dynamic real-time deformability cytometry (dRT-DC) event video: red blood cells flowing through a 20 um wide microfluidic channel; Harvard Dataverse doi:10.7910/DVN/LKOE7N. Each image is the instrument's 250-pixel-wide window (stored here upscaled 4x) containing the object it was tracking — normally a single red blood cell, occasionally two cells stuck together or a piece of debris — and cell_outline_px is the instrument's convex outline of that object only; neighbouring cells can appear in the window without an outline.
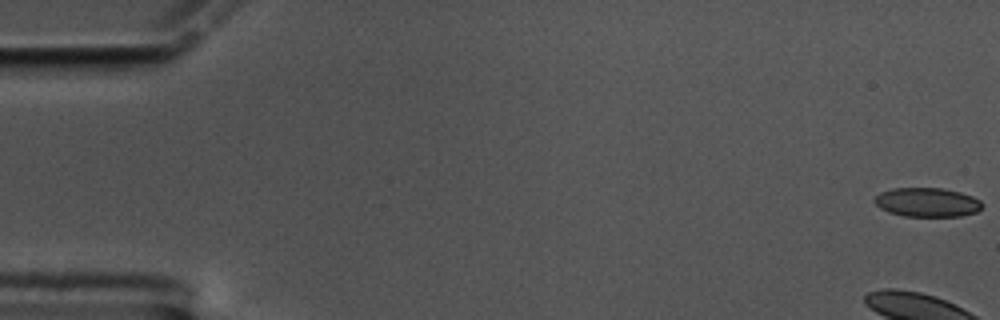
{"species": "common noctule bat (a hibernating species)", "species_latin": "Nyctalus noctula", "temperature_condition": "cold", "stored_images_in_passage": 11, "camera_frame_rate_fps": 3000, "um_per_image_px": 0.085, "animal": {"sex": "male", "body_mass_g": 17.5, "forearm_length_mm": 52.3}, "frame": {"image": 1, "passage_image": 1, "time_ms": 0.0, "image_size_px": [1000, 320], "cell_outline_px": [[984, 204], [976, 212], [960, 216], [904, 216], [888, 212], [880, 208], [872, 200], [880, 192], [892, 188], [940, 188], [960, 192], [972, 196], [980, 200]], "centroid_in_image_um": [78.79, 17.19], "position_along_channel_um": 6.2, "area_um2": 18.26}}